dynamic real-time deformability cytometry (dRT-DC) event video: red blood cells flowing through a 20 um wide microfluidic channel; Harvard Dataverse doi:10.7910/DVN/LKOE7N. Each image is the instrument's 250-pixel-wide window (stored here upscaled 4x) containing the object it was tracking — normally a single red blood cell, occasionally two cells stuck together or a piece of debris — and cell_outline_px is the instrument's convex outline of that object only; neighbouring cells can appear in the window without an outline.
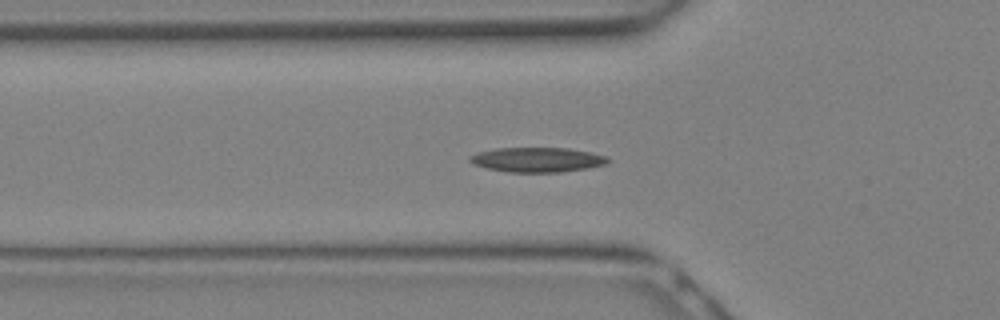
{"species": "Egyptian fruit bat (a non-hibernating species)", "species_latin": "Rousettus aegyptiacus", "temperature_condition": "warm", "stored_images_in_passage": 14, "camera_frame_rate_fps": 3000, "um_per_image_px": 0.085, "animal": {"sex": "female"}, "frame": {"image": 1, "passage_image": 3, "time_ms": 0.667, "image_size_px": [1000, 320], "cell_outline_px": [[612, 160], [608, 164], [560, 172], [508, 172], [488, 168], [472, 164], [468, 160], [468, 156], [480, 152], [496, 148], [568, 148], [608, 156]], "centroid_in_image_um": [45.67, 13.57], "position_along_channel_um": 80.1, "area_um2": 19.83}}
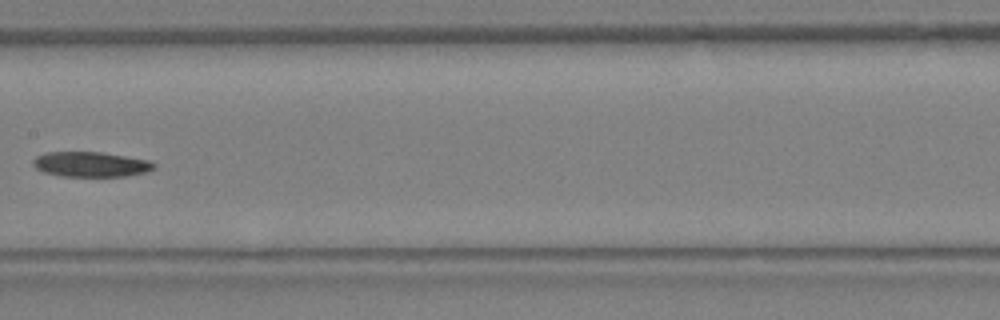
{"frame": {"image": 2, "passage_image": 8, "time_ms": 2.333, "image_size_px": [1000, 320], "cell_outline_px": [[156, 168], [148, 172], [124, 176], [64, 176], [44, 172], [36, 168], [32, 164], [32, 160], [36, 156], [44, 152], [104, 152], [152, 160], [156, 164]], "centroid_in_image_um": [7.77, 13.95], "position_along_channel_um": 199.6, "area_um2": 17.92}}
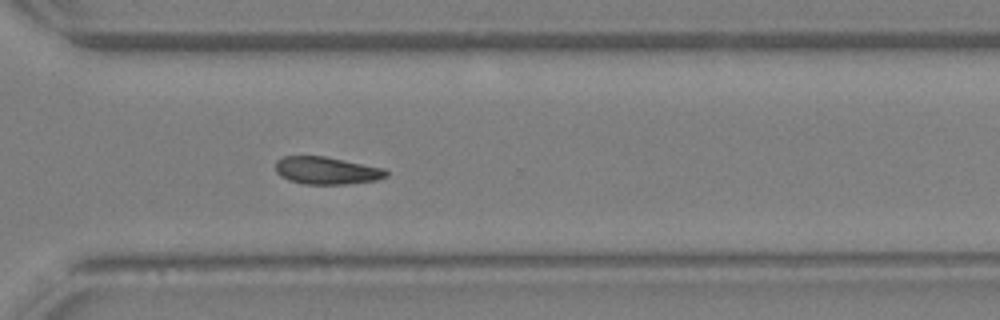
{"frame": {"image": 3, "passage_image": 14, "time_ms": 4.333, "image_size_px": [1000, 320], "cell_outline_px": [[388, 176], [376, 180], [344, 184], [304, 184], [288, 180], [280, 176], [276, 172], [276, 160], [284, 156], [324, 156], [384, 168], [388, 172]], "centroid_in_image_um": [27.74, 14.5], "position_along_channel_um": 342.9, "area_um2": 17.69}}